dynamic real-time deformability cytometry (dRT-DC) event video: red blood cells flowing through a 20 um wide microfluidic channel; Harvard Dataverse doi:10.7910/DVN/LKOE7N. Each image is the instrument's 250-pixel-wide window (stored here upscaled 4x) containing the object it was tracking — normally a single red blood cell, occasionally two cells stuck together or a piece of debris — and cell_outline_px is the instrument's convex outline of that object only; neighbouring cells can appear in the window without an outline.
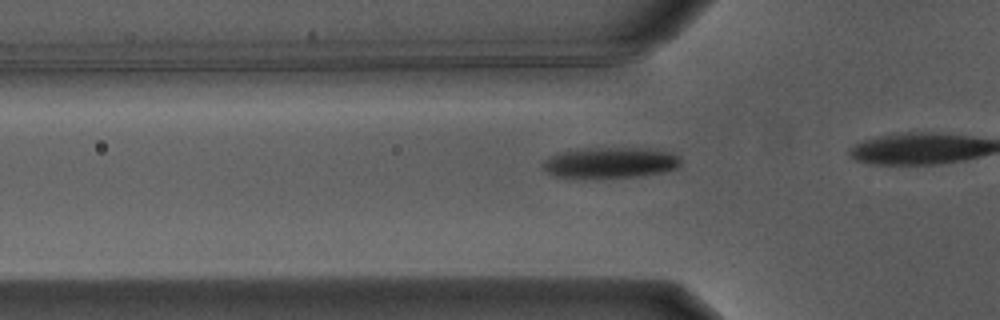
{"species": "Egyptian fruit bat (a non-hibernating species)", "species_latin": "Rousettus aegyptiacus", "temperature_condition": "warm", "stored_images_in_passage": 17, "camera_frame_rate_fps": 3000, "um_per_image_px": 0.085, "animal": {"sex": "male"}, "frame": {"image": 1, "passage_image": 12, "time_ms": 3.667, "image_size_px": [1000, 320], "cell_outline_px": [[680, 164], [676, 168], [660, 172], [636, 176], [556, 176], [548, 172], [544, 168], [544, 160], [552, 156], [564, 152], [604, 148], [648, 148], [672, 152], [680, 156]], "centroid_in_image_um": [51.99, 13.8], "position_along_channel_um": 73.8, "area_um2": 23.52}}